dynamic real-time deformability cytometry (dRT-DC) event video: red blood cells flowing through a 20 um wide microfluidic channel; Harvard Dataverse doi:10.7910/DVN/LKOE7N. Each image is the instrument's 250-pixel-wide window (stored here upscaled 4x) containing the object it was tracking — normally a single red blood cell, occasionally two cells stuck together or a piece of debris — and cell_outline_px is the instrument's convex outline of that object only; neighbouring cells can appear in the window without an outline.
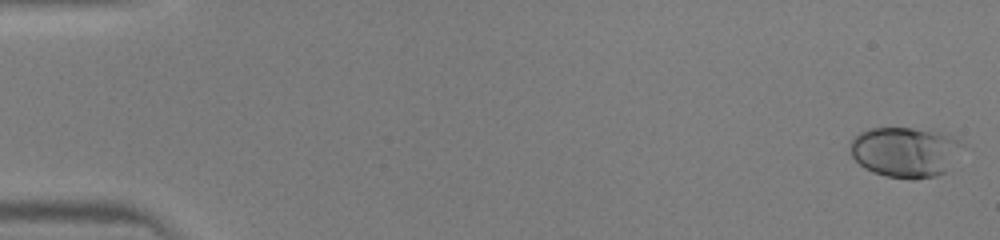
{"species": "human", "species_latin": "Homo sapiens", "temperature_condition": "warm", "stored_images_in_passage": 46, "camera_frame_rate_fps": 3000, "um_per_image_px": 0.085, "donor": {"sex": "male"}, "frame": {"image": 1, "passage_image": 1, "time_ms": 0.0, "image_size_px": [1000, 240], "cell_outline_px": [[960, 144], [944, 172], [936, 176], [912, 180], [888, 176], [872, 172], [864, 168], [852, 156], [848, 148], [852, 140], [860, 132], [868, 128], [932, 128], [948, 132]], "centroid_in_image_um": [76.86, 12.89], "position_along_channel_um": 8.1, "area_um2": 32.71}}
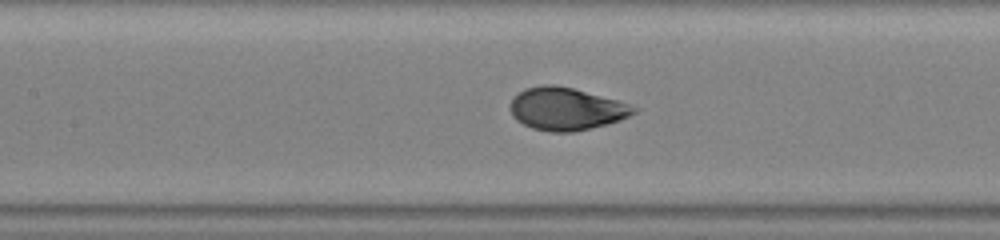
{"frame": {"image": 2, "passage_image": 22, "time_ms": 7.0, "image_size_px": [1000, 240], "cell_outline_px": [[640, 108], [636, 112], [620, 120], [608, 124], [572, 132], [548, 132], [532, 128], [516, 120], [512, 116], [512, 100], [524, 88], [544, 84], [552, 84], [572, 88], [616, 100]], "centroid_in_image_um": [48.14, 9.26], "position_along_channel_um": 159.3, "area_um2": 30.35}}
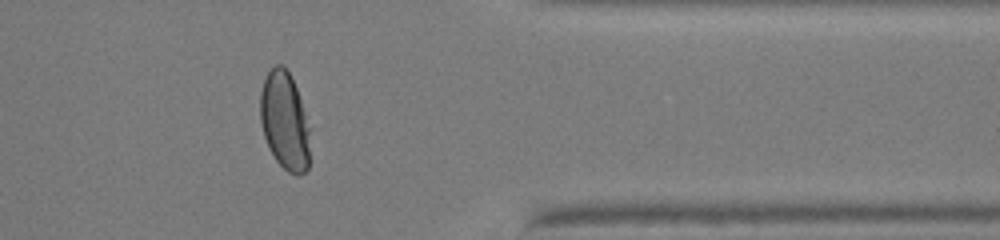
{"frame": {"image": 3, "passage_image": 38, "time_ms": 12.333, "image_size_px": [1000, 240], "cell_outline_px": [[308, 168], [300, 176], [296, 176], [288, 172], [276, 160], [264, 136], [260, 120], [260, 92], [264, 80], [268, 72], [276, 64], [284, 64], [296, 88], [300, 100], [308, 128]], "centroid_in_image_um": [24.16, 10.28], "position_along_channel_um": 387.2, "area_um2": 27.8}}